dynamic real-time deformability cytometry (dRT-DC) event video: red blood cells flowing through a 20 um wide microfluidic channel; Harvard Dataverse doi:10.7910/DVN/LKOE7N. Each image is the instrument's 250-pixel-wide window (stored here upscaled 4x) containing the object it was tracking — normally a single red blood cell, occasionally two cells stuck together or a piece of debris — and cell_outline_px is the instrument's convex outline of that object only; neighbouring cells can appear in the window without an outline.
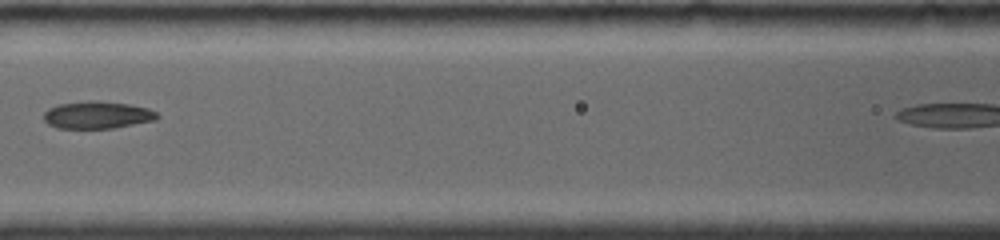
{"species": "common noctule bat (a hibernating species)", "species_latin": "Nyctalus noctula", "temperature_condition": "room temperature", "stored_images_in_passage": 20, "camera_frame_rate_fps": 4000, "um_per_image_px": 0.085, "animal": {"sex": "female", "body_mass_g": 19.0, "forearm_length_mm": 56.7}, "frame": {"image": 1, "passage_image": 9, "time_ms": 3.0, "image_size_px": [1000, 240], "cell_outline_px": [[160, 116], [156, 120], [116, 128], [56, 128], [48, 124], [44, 120], [44, 112], [48, 108], [60, 104], [88, 100], [96, 100], [128, 104], [148, 108], [156, 112]], "centroid_in_image_um": [8.28, 9.77], "position_along_channel_um": 158.3, "area_um2": 18.21}}
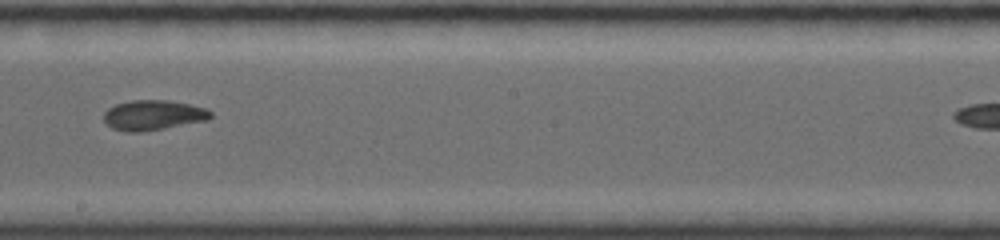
{"frame": {"image": 2, "passage_image": 12, "time_ms": 5.0, "image_size_px": [1000, 240], "cell_outline_px": [[212, 116], [208, 120], [164, 128], [140, 132], [128, 132], [112, 128], [104, 120], [104, 112], [108, 108], [116, 104], [132, 100], [168, 100], [208, 108], [212, 112]], "centroid_in_image_um": [13.04, 9.78], "position_along_channel_um": 235.2, "area_um2": 18.67}}
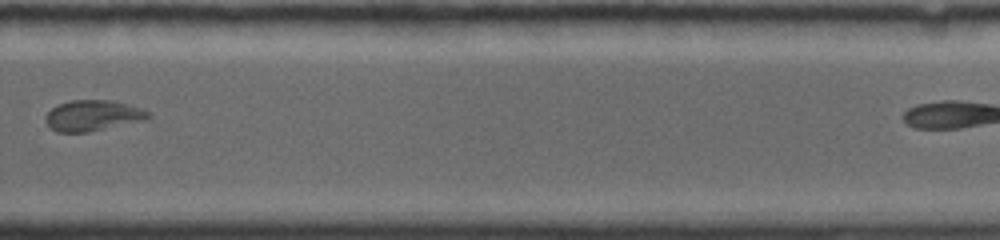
{"frame": {"image": 3, "passage_image": 15, "time_ms": 7.25, "image_size_px": [1000, 240], "cell_outline_px": [[152, 116], [144, 120], [88, 132], [56, 132], [44, 120], [44, 116], [56, 104], [72, 100], [112, 100], [140, 108], [148, 112]], "centroid_in_image_um": [7.85, 9.82], "position_along_channel_um": 322.0, "area_um2": 18.32}}